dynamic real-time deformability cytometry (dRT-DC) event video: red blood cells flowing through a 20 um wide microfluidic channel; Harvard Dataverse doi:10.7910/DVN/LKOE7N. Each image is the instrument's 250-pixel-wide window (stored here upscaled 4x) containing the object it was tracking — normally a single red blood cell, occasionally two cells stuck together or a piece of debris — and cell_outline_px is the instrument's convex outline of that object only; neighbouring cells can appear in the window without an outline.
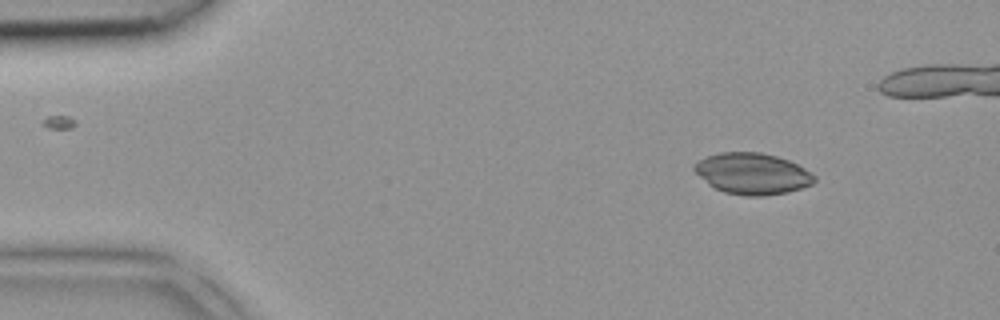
{"species": "common noctule bat (a hibernating species)", "species_latin": "Nyctalus noctula", "temperature_condition": "room temperature", "stored_images_in_passage": 4, "camera_frame_rate_fps": 3000, "um_per_image_px": 0.085, "animal": {"sex": "female", "body_mass_g": 18.4}, "frame": {"image": 1, "passage_image": 1, "time_ms": 0.0, "image_size_px": [1000, 320], "cell_outline_px": [[816, 180], [812, 184], [788, 192], [764, 196], [748, 196], [724, 192], [708, 184], [692, 168], [692, 164], [696, 160], [720, 152], [760, 152], [776, 156], [788, 160], [804, 168], [816, 176]], "centroid_in_image_um": [63.93, 14.75], "position_along_channel_um": 21.1, "area_um2": 28.84}}